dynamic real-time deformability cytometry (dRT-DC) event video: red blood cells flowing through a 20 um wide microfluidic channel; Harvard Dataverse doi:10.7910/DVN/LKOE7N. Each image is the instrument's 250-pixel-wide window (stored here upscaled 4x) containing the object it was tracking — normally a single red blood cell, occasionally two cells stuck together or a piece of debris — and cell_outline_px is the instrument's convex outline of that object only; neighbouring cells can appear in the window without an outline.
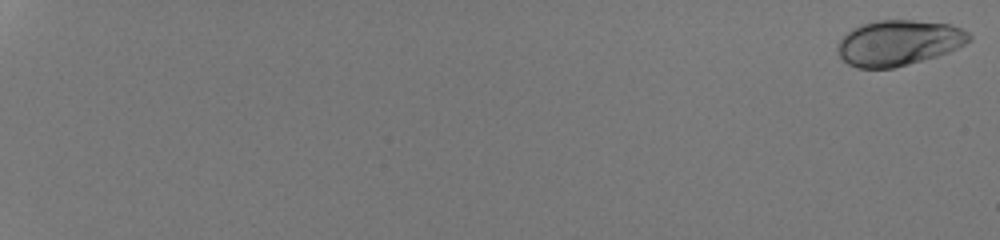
{"species": "human", "species_latin": "Homo sapiens", "temperature_condition": "room temperature", "stored_images_in_passage": 54, "camera_frame_rate_fps": 3000, "um_per_image_px": 0.085, "donor": {"sex": "male"}, "frame": {"image": 1, "passage_image": 1, "time_ms": 0.0, "image_size_px": [1000, 240], "cell_outline_px": [[972, 40], [948, 52], [936, 56], [908, 64], [892, 68], [856, 68], [848, 64], [840, 56], [836, 48], [840, 40], [852, 28], [860, 24], [876, 20], [912, 20], [948, 24], [960, 28], [968, 32], [972, 36]], "centroid_in_image_um": [76.37, 3.63], "position_along_channel_um": 8.6, "area_um2": 34.74}}
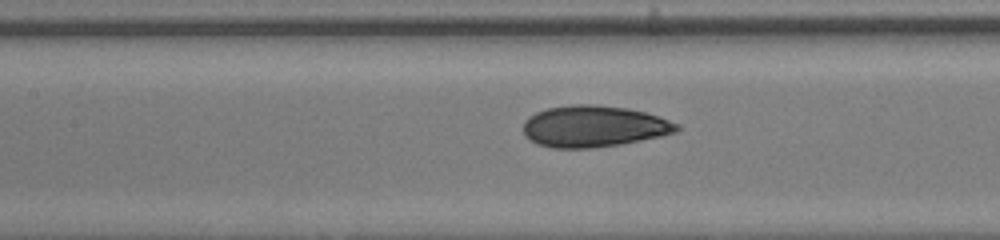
{"frame": {"image": 2, "passage_image": 31, "time_ms": 10.0, "image_size_px": [1000, 240], "cell_outline_px": [[680, 128], [676, 132], [660, 136], [620, 144], [592, 148], [552, 148], [536, 144], [528, 140], [524, 136], [524, 120], [528, 116], [536, 112], [548, 108], [572, 104], [592, 104], [628, 108], [644, 112], [680, 124]], "centroid_in_image_um": [50.42, 10.74], "position_along_channel_um": 157.0, "area_um2": 37.17}}
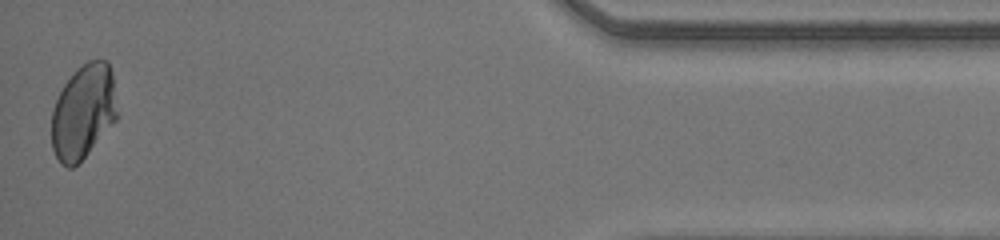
{"frame": {"image": 3, "passage_image": 54, "time_ms": 17.667, "image_size_px": [1000, 240], "cell_outline_px": [[120, 116], [88, 152], [72, 168], [68, 168], [60, 164], [52, 148], [52, 112], [56, 100], [64, 84], [88, 60], [108, 60], [112, 72]], "centroid_in_image_um": [7.12, 9.5], "position_along_channel_um": 428.1, "area_um2": 36.07}, "authors_computed_cell_mechanics": {"area_um2": 35.836, "velocity_mm_per_s": 4.2506, "shape_relaxation_time_tau1_ms": 5.115, "shape_relaxation_time_tau2_ms": null, "deformation_change_tau1": 0.1564, "deformation_change_tau2": null}}